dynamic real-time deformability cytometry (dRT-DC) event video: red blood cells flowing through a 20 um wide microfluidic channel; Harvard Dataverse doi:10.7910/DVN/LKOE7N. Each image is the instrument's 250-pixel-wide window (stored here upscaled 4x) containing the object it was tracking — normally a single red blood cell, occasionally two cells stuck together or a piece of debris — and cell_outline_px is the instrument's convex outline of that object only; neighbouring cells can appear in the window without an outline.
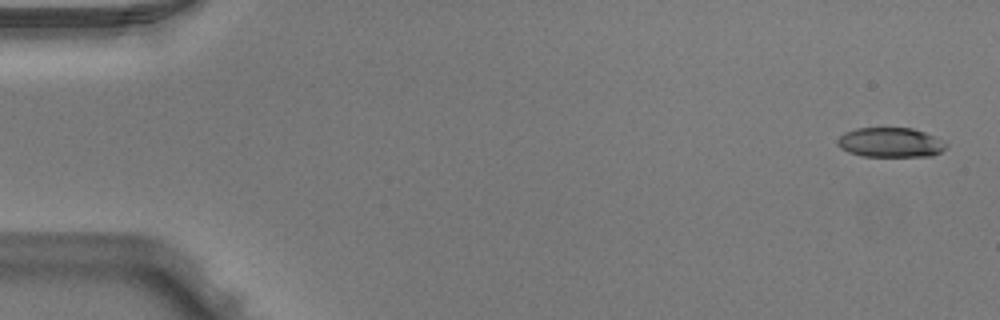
{"species": "Egyptian fruit bat (a non-hibernating species)", "species_latin": "Rousettus aegyptiacus", "temperature_condition": "warm", "stored_images_in_passage": 4, "camera_frame_rate_fps": 3000, "um_per_image_px": 0.085, "animal": {"sex": "male"}, "frame": {"image": 1, "passage_image": 1, "time_ms": 0.0, "image_size_px": [1000, 320], "cell_outline_px": [[948, 148], [932, 156], [864, 156], [848, 152], [840, 148], [836, 144], [836, 140], [844, 132], [856, 128], [912, 128], [936, 136], [944, 140], [948, 144]], "centroid_in_image_um": [75.71, 12.11], "position_along_channel_um": 9.3, "area_um2": 19.02}}
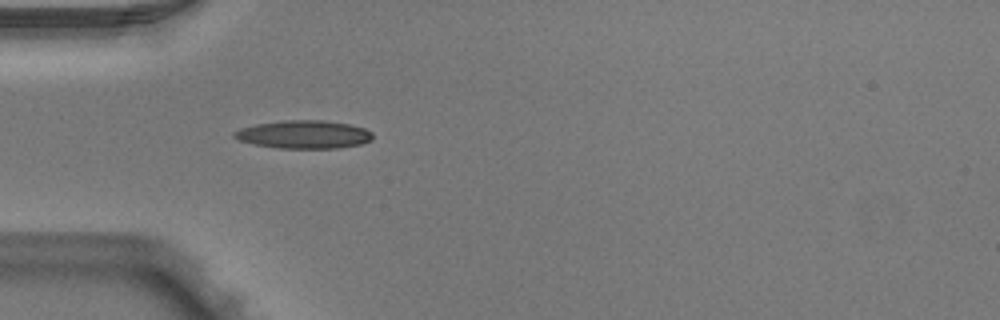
{"frame": {"image": 2, "passage_image": 4, "time_ms": 1.0, "image_size_px": [1000, 320], "cell_outline_px": [[372, 140], [360, 144], [336, 148], [276, 148], [256, 144], [240, 140], [232, 136], [232, 132], [240, 128], [256, 124], [284, 120], [324, 120], [352, 124], [364, 128], [372, 132]], "centroid_in_image_um": [25.83, 11.42], "position_along_channel_um": 59.2, "area_um2": 22.72}}